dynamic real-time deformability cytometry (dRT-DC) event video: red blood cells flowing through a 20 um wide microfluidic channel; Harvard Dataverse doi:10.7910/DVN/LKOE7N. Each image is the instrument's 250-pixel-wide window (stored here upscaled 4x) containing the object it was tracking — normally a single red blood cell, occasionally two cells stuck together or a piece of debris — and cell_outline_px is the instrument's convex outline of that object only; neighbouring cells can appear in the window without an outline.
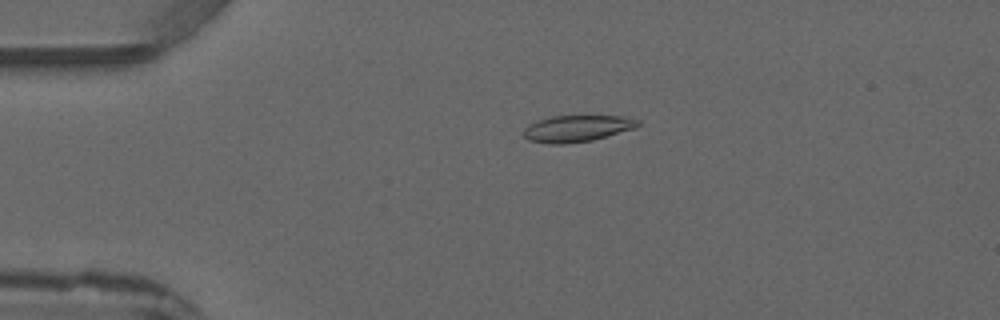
{"species": "common noctule bat (a hibernating species)", "species_latin": "Nyctalus noctula", "temperature_condition": "warm", "stored_images_in_passage": 5, "camera_frame_rate_fps": 3000, "um_per_image_px": 0.085, "animal": {"sex": "male", "forearm_length_mm": 52.5}, "frame": {"image": 1, "passage_image": 3, "time_ms": 2.333, "image_size_px": [1000, 320], "cell_outline_px": [[640, 124], [636, 128], [592, 140], [564, 144], [552, 144], [528, 140], [524, 136], [524, 128], [528, 124], [536, 120], [552, 116], [624, 116], [640, 120]], "centroid_in_image_um": [49.05, 10.91], "position_along_channel_um": 36.0, "area_um2": 17.74}}
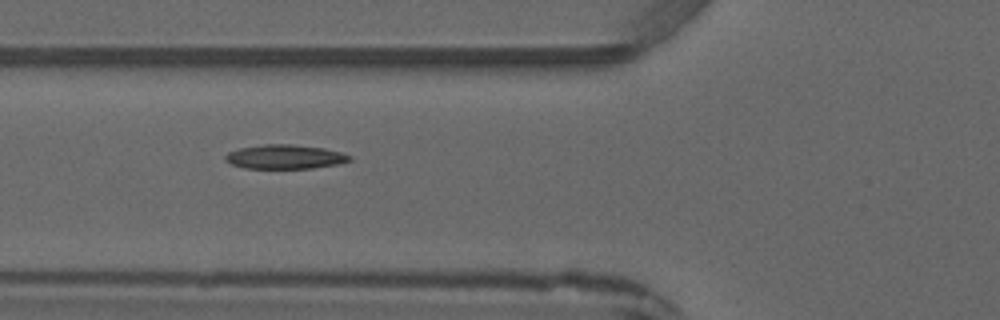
{"frame": {"image": 2, "passage_image": 5, "time_ms": 4.667, "image_size_px": [1000, 320], "cell_outline_px": [[352, 160], [336, 164], [312, 168], [244, 168], [232, 164], [224, 160], [224, 156], [228, 152], [240, 148], [264, 144], [292, 144], [324, 148], [340, 152], [352, 156]], "centroid_in_image_um": [24.2, 13.32], "position_along_channel_um": 101.6, "area_um2": 17.46}}